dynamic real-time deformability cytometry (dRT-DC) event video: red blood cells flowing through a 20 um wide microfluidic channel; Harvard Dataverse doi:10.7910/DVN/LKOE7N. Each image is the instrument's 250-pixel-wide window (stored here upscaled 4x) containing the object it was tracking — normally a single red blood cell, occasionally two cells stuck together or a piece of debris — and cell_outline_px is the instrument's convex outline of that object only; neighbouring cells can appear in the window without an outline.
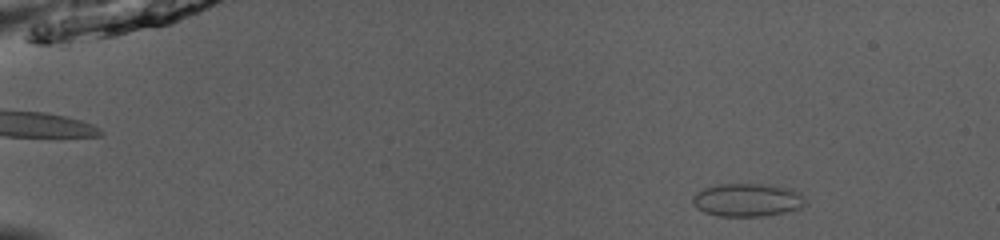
{"species": "common noctule bat (a hibernating species)", "species_latin": "Nyctalus noctula", "temperature_condition": "room temperature", "stored_images_in_passage": 51, "camera_frame_rate_fps": 3000, "um_per_image_px": 0.085, "animal": {"sex": "male", "body_mass_g": 13.0, "forearm_length_mm": 53.1}, "frame": {"image": 1, "passage_image": 7, "time_ms": 2.0, "image_size_px": [1000, 240], "cell_outline_px": [[808, 204], [800, 208], [784, 212], [764, 216], [716, 216], [704, 212], [696, 208], [692, 204], [692, 196], [696, 192], [704, 188], [716, 184], [776, 184], [800, 192], [808, 200]], "centroid_in_image_um": [63.54, 16.99], "position_along_channel_um": 21.5, "area_um2": 22.25}}
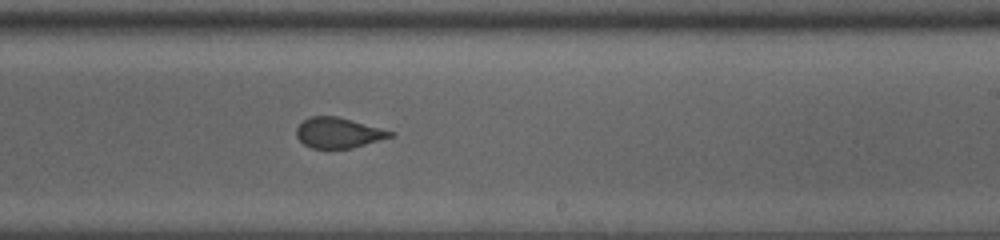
{"frame": {"image": 2, "passage_image": 33, "time_ms": 10.667, "image_size_px": [1000, 240], "cell_outline_px": [[396, 132], [392, 136], [352, 148], [312, 148], [304, 144], [296, 136], [296, 128], [304, 120], [312, 116], [336, 116]], "centroid_in_image_um": [28.75, 11.29], "position_along_channel_um": 260.3, "area_um2": 16.36}}
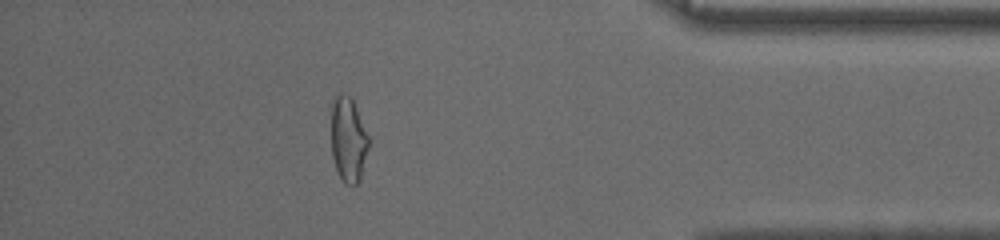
{"frame": {"image": 3, "passage_image": 46, "time_ms": 15.0, "image_size_px": [1000, 240], "cell_outline_px": [[368, 148], [360, 180], [352, 188], [344, 184], [336, 168], [332, 156], [328, 108], [332, 100], [340, 92], [352, 96], [368, 136]], "centroid_in_image_um": [29.54, 11.8], "position_along_channel_um": 405.7, "area_um2": 19.42}, "authors_computed_cell_mechanics": {"area_um2": 18.2648, "velocity_mm_per_s": 3.9787, "shape_relaxation_time_tau1_ms": 4.4546, "shape_relaxation_time_tau2_ms": 0.7929, "deformation_change_tau1": 0.1197, "deformation_change_tau2": 0.0481}}